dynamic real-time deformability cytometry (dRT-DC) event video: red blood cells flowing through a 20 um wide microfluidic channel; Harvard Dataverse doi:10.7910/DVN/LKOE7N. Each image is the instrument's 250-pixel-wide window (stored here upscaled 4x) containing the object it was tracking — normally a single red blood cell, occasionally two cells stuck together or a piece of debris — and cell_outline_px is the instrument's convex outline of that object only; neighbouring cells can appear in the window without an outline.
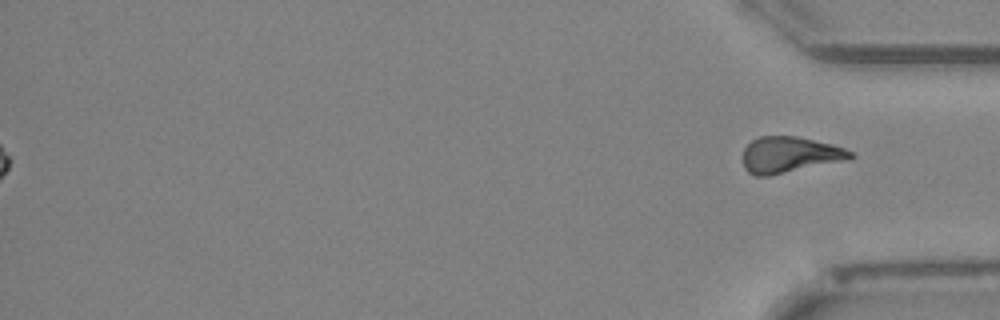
{"species": "Egyptian fruit bat (a non-hibernating species)", "species_latin": "Rousettus aegyptiacus", "temperature_condition": "cold", "stored_images_in_passage": 53, "segment_of_instrument_passage": [2, 2], "camera_frame_rate_fps": 3000, "um_per_image_px": 0.085, "animal": {"sex": "female"}, "frame": {"image": 1, "passage_image": 53, "time_ms": 17.333, "image_size_px": [1000, 320], "cell_outline_px": [[856, 156], [848, 160], [768, 176], [756, 176], [748, 172], [744, 168], [744, 148], [752, 140], [760, 136], [796, 136], [832, 144], [844, 148], [852, 152]], "centroid_in_image_um": [67.14, 13.16], "position_along_channel_um": 368.1, "area_um2": 22.6}}